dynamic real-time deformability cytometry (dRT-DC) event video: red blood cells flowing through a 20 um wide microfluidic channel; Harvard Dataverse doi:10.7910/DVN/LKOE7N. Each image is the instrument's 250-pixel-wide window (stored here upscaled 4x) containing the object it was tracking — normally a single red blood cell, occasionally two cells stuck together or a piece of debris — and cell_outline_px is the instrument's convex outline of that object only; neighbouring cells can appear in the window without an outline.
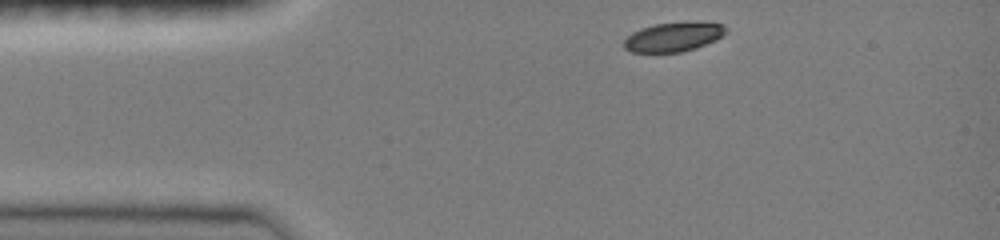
{"species": "common noctule bat (a hibernating species)", "species_latin": "Nyctalus noctula", "temperature_condition": "room temperature", "stored_images_in_passage": 35, "camera_frame_rate_fps": 3000, "um_per_image_px": 0.085, "animal": {"sex": "female", "body_mass_g": 19.0, "forearm_length_mm": 51.5}, "frame": {"image": 1, "passage_image": 1, "time_ms": 0.0, "image_size_px": [1000, 240], "cell_outline_px": [[728, 32], [716, 40], [696, 48], [680, 52], [632, 52], [624, 48], [624, 40], [632, 32], [640, 28], [656, 24], [724, 24], [728, 28]], "centroid_in_image_um": [57.22, 3.18], "position_along_channel_um": 27.8, "area_um2": 16.82}}
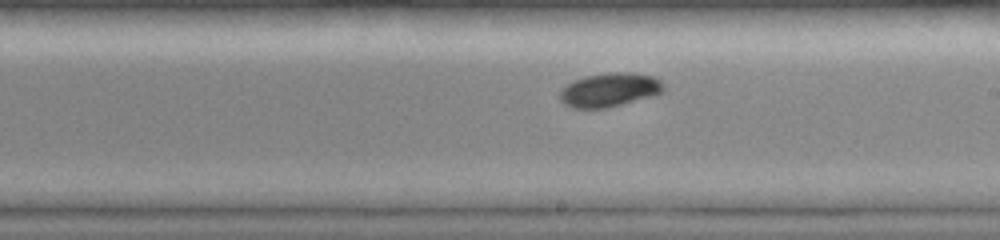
{"frame": {"image": 2, "passage_image": 20, "time_ms": 6.333, "image_size_px": [1000, 240], "cell_outline_px": [[664, 92], [652, 96], [608, 108], [572, 108], [564, 104], [560, 100], [560, 88], [572, 80], [584, 76], [612, 72], [632, 72], [656, 76], [664, 84]], "centroid_in_image_um": [51.81, 7.63], "position_along_channel_um": 237.2, "area_um2": 20.87}}
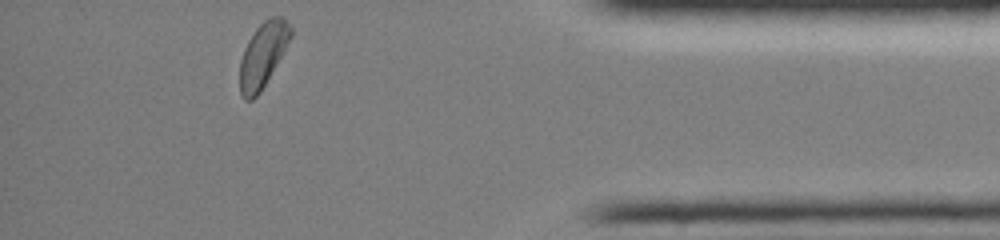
{"frame": {"image": 3, "passage_image": 35, "time_ms": 11.333, "image_size_px": [1000, 240], "cell_outline_px": [[292, 36], [260, 92], [252, 100], [244, 100], [240, 92], [240, 60], [244, 48], [248, 40], [256, 28], [264, 20], [272, 16], [280, 16], [292, 28]], "centroid_in_image_um": [22.32, 4.66], "position_along_channel_um": 412.9, "area_um2": 18.84}, "authors_computed_cell_mechanics": {"area_um2": 19.4786, "velocity_mm_per_s": 4.0314, "shape_relaxation_time_tau1_ms": 2.5977, "shape_relaxation_time_tau2_ms": null, "deformation_change_tau1": 0.1077, "deformation_change_tau2": null}}